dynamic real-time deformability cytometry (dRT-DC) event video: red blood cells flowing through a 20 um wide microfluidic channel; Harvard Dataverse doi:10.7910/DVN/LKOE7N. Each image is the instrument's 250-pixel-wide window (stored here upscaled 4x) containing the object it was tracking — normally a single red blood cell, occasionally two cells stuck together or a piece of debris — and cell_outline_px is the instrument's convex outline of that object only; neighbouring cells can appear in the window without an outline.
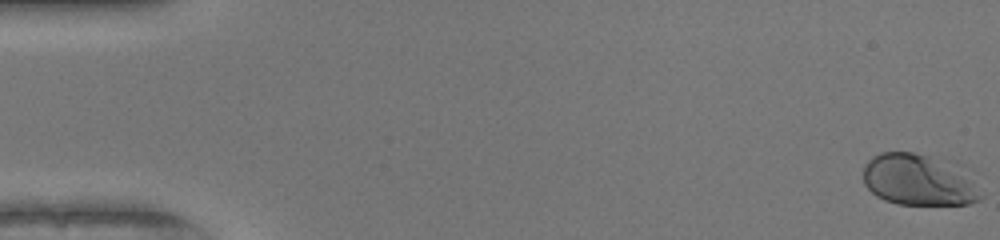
{"species": "human", "species_latin": "Homo sapiens", "temperature_condition": "warm", "stored_images_in_passage": 37, "camera_frame_rate_fps": 3000, "um_per_image_px": 0.085, "donor": {"sex": "female"}, "frame": {"image": 1, "passage_image": 1, "time_ms": 0.0, "image_size_px": [1000, 240], "cell_outline_px": [[984, 196], [980, 200], [968, 204], [896, 204], [884, 200], [876, 196], [864, 184], [864, 164], [872, 156], [880, 152], [912, 152], [956, 160], [972, 168], [984, 192]], "centroid_in_image_um": [78.29, 15.25], "position_along_channel_um": 6.7, "area_um2": 37.34}}
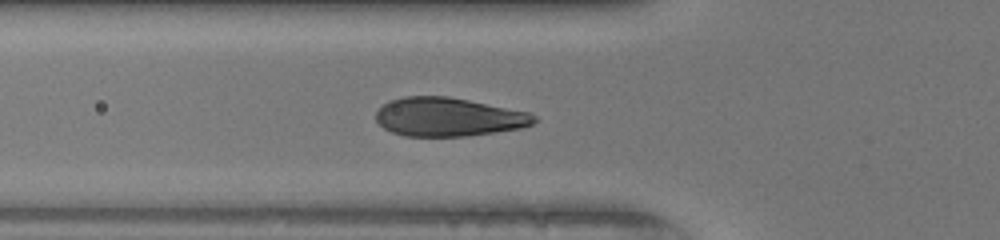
{"frame": {"image": 2, "passage_image": 19, "time_ms": 6.0, "image_size_px": [1000, 240], "cell_outline_px": [[540, 120], [532, 124], [520, 128], [468, 136], [404, 136], [392, 132], [384, 128], [376, 120], [376, 112], [388, 100], [404, 96], [448, 96], [528, 112], [536, 116]], "centroid_in_image_um": [38.1, 9.94], "position_along_channel_um": 87.7, "area_um2": 35.6}}
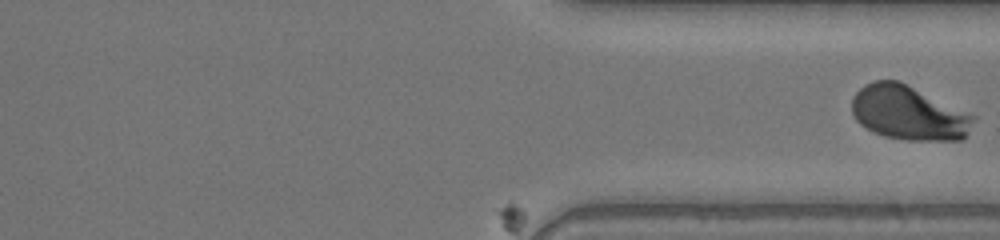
{"frame": {"image": 3, "passage_image": 37, "time_ms": 12.0, "image_size_px": [1000, 240], "cell_outline_px": [[976, 116], [964, 140], [908, 140], [884, 136], [872, 132], [860, 124], [856, 120], [852, 112], [852, 96], [864, 84], [876, 80], [900, 80]], "centroid_in_image_um": [77.21, 9.59], "position_along_channel_um": 334.2, "area_um2": 38.67}}